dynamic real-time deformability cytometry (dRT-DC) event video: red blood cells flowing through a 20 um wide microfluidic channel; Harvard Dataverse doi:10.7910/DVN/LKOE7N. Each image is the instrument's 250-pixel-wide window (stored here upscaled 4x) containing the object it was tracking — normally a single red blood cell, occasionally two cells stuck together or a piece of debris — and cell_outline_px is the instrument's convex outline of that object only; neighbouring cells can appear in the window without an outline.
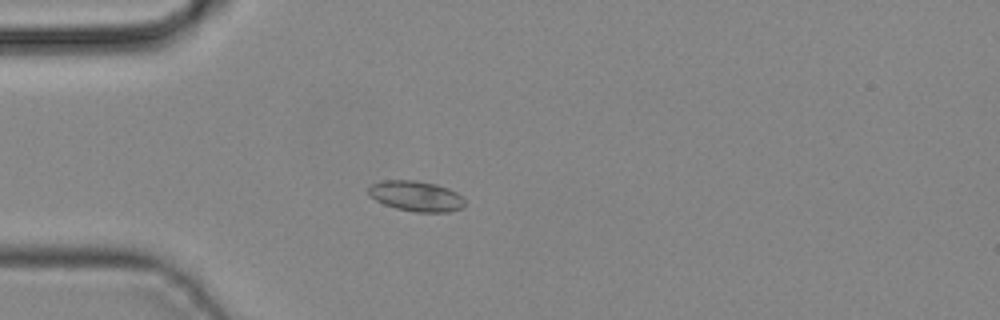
{"species": "common noctule bat (a hibernating species)", "species_latin": "Nyctalus noctula", "temperature_condition": "cold", "stored_images_in_passage": 44, "camera_frame_rate_fps": 3000, "um_per_image_px": 0.085, "animal": {"sex": "male", "body_mass_g": 19.2, "forearm_length_mm": 51.8}, "frame": {"image": 1, "passage_image": 12, "time_ms": 3.667, "image_size_px": [1000, 320], "cell_outline_px": [[464, 208], [448, 212], [416, 212], [396, 208], [384, 204], [368, 196], [368, 188], [372, 184], [384, 180], [416, 180], [436, 184], [448, 188], [456, 192], [464, 200]], "centroid_in_image_um": [35.36, 16.67], "position_along_channel_um": 49.6, "area_um2": 17.11}}
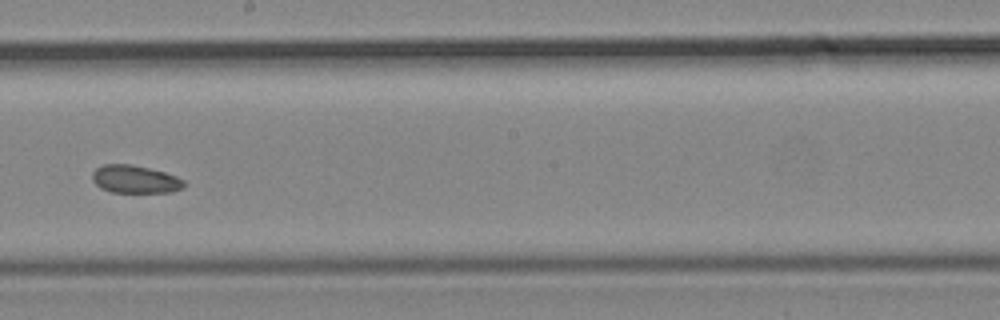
{"frame": {"image": 2, "passage_image": 25, "time_ms": 8.0, "image_size_px": [1000, 320], "cell_outline_px": [[184, 184], [180, 188], [172, 192], [112, 192], [100, 188], [92, 180], [92, 172], [96, 168], [104, 164], [132, 164], [164, 172], [176, 176], [184, 180]], "centroid_in_image_um": [11.44, 15.23], "position_along_channel_um": 236.8, "area_um2": 14.8}}
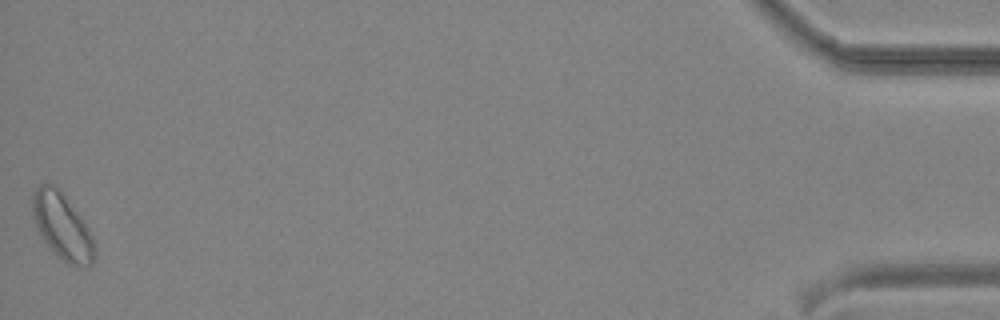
{"frame": {"image": 3, "passage_image": 44, "time_ms": 14.333, "image_size_px": [1000, 320], "cell_outline_px": [[92, 264], [88, 268], [84, 268], [68, 264], [40, 236], [32, 216], [32, 196], [36, 188], [40, 184], [52, 184], [60, 188], [88, 228], [92, 236]], "centroid_in_image_um": [5.25, 19.2], "position_along_channel_um": 430.0, "area_um2": 23.41}}